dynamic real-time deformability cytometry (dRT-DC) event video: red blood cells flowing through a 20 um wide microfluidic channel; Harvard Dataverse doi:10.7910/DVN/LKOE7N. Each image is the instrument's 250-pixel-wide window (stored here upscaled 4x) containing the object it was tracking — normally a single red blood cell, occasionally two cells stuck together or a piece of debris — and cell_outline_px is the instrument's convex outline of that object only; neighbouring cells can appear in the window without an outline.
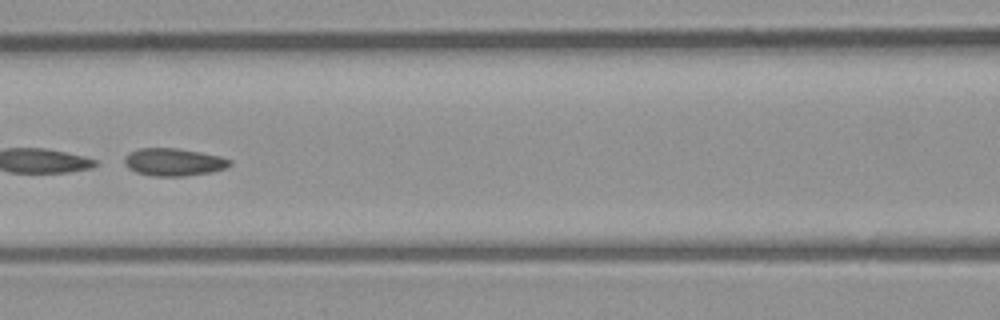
{"species": "common noctule bat (a hibernating species)", "species_latin": "Nyctalus noctula", "temperature_condition": "room temperature", "stored_images_in_passage": 39, "camera_frame_rate_fps": 3000, "um_per_image_px": 0.085, "animal": {"sex": "male", "body_mass_g": 23.1, "forearm_length_mm": 52.7}, "frame": {"image": 1, "passage_image": 17, "time_ms": 5.333, "image_size_px": [1000, 320], "cell_outline_px": [[232, 164], [228, 168], [212, 172], [184, 176], [152, 176], [136, 172], [128, 168], [124, 164], [124, 156], [128, 152], [140, 148], [176, 148], [200, 152], [220, 156], [232, 160]], "centroid_in_image_um": [14.77, 13.78], "position_along_channel_um": 151.8, "area_um2": 17.17}, "authors_computed_cell_mechanics": {"area_um2": 16.8776, "velocity_mm_per_s": 4.0108, "shape_relaxation_time_tau1_ms": 0.1865, "shape_relaxation_time_tau2_ms": 1.5905, "deformation_change_tau1": 0.251, "deformation_change_tau2": 0.0832}}